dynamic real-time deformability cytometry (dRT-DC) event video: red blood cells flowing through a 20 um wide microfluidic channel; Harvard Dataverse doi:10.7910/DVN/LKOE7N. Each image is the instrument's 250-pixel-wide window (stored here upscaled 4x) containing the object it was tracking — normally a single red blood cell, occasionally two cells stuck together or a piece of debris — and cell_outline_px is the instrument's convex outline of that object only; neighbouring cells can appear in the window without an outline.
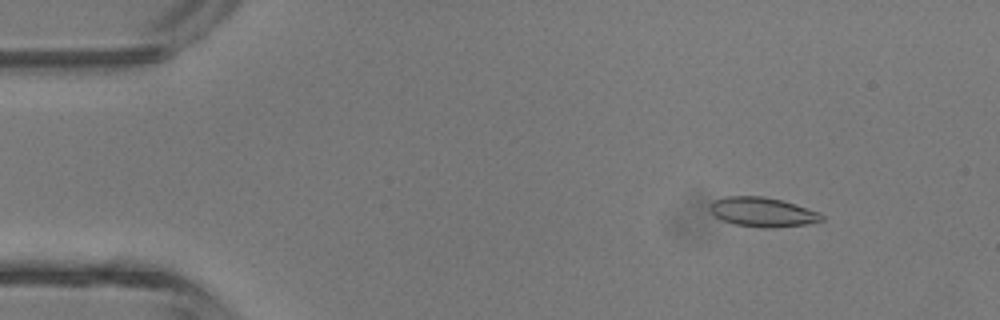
{"species": "common noctule bat (a hibernating species)", "species_latin": "Nyctalus noctula", "temperature_condition": "room temperature", "stored_images_in_passage": 3, "camera_frame_rate_fps": 3000, "um_per_image_px": 0.085, "animal": {"sex": "male", "body_mass_g": 13.3}, "frame": {"image": 1, "passage_image": 1, "time_ms": 0.0, "image_size_px": [1000, 320], "cell_outline_px": [[824, 220], [808, 224], [772, 228], [764, 228], [736, 224], [724, 220], [716, 216], [712, 212], [712, 204], [716, 200], [724, 196], [764, 196], [796, 204], [820, 212], [824, 216]], "centroid_in_image_um": [64.9, 18.02], "position_along_channel_um": 20.1, "area_um2": 18.96}}